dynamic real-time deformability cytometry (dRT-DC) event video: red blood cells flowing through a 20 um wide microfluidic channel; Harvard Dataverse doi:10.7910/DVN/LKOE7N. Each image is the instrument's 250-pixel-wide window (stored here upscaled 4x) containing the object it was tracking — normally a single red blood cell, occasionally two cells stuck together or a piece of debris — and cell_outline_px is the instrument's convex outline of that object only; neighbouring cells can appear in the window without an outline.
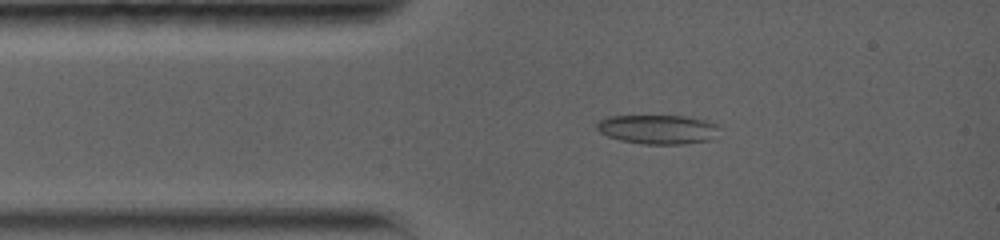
{"species": "common noctule bat (a hibernating species)", "species_latin": "Nyctalus noctula", "temperature_condition": "warm", "stored_images_in_passage": 4, "camera_frame_rate_fps": 5000, "um_per_image_px": 0.085, "animal": {"sex": "female", "body_mass_g": 19.0, "forearm_length_mm": 56.7}, "frame": {"image": 1, "passage_image": 3, "time_ms": 2.0, "image_size_px": [1000, 240], "cell_outline_px": [[716, 128], [708, 140], [684, 144], [644, 144], [620, 140], [608, 136], [600, 132], [596, 128], [596, 124], [600, 120], [608, 116], [684, 116], [704, 120], [712, 124]], "centroid_in_image_um": [55.79, 10.99], "position_along_channel_um": 29.2, "area_um2": 20.29}}